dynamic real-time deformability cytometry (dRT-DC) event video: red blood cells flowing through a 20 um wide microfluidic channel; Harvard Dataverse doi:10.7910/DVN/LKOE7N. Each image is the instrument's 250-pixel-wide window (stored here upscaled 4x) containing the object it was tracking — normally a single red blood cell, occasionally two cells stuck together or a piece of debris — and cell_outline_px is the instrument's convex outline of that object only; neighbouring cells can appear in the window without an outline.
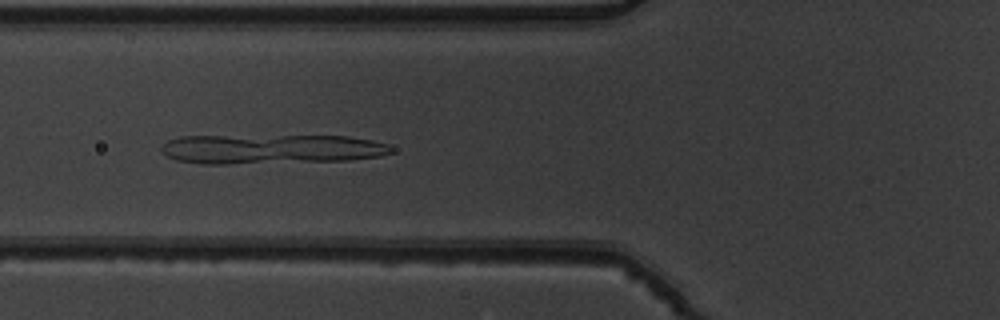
{"species": "common noctule bat (a hibernating species)", "species_latin": "Nyctalus noctula", "temperature_condition": "warm", "stored_images_in_passage": 48, "camera_frame_rate_fps": 3000, "um_per_image_px": 0.085, "animal": {"sex": "male", "body_mass_g": 19.5, "forearm_length_mm": 54.6}, "frame": {"image": 1, "passage_image": 15, "time_ms": 4.667, "image_size_px": [1000, 320], "cell_outline_px": [[392, 152], [380, 156], [348, 160], [228, 164], [200, 164], [176, 160], [168, 156], [160, 148], [168, 140], [180, 136], [348, 136], [372, 140], [388, 144], [392, 148]], "centroid_in_image_um": [23.04, 12.67], "position_along_channel_um": 102.8, "area_um2": 39.59}}
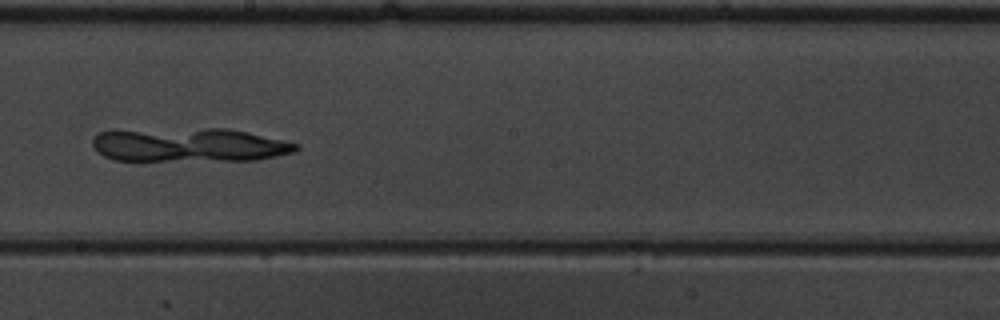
{"frame": {"image": 2, "passage_image": 25, "time_ms": 8.0, "image_size_px": [1000, 320], "cell_outline_px": [[300, 148], [292, 152], [276, 156], [256, 160], [112, 160], [96, 152], [92, 144], [92, 140], [100, 132], [204, 128], [228, 128], [284, 140], [300, 144]], "centroid_in_image_um": [16.13, 12.33], "position_along_channel_um": 232.1, "area_um2": 39.71}}
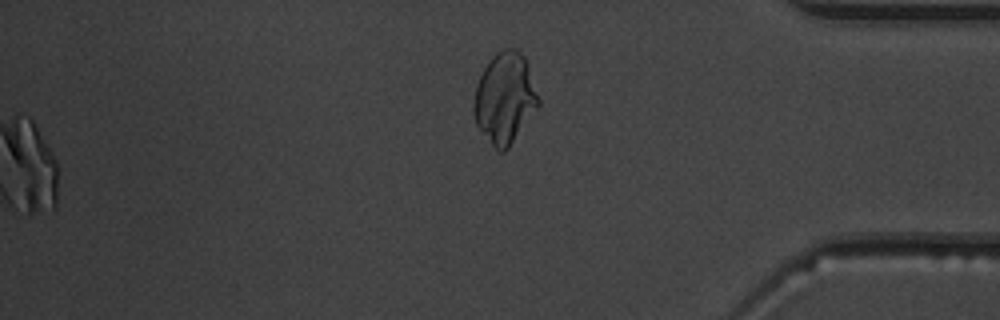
{"frame": {"image": 3, "passage_image": 48, "time_ms": 15.667, "image_size_px": [1000, 320], "cell_outline_px": [[540, 104], [508, 148], [504, 152], [496, 152], [476, 124], [472, 112], [472, 104], [476, 84], [484, 68], [492, 56], [496, 52], [504, 48], [516, 48], [524, 56], [528, 64], [540, 100]], "centroid_in_image_um": [42.89, 8.34], "position_along_channel_um": 392.3, "area_um2": 34.45}}